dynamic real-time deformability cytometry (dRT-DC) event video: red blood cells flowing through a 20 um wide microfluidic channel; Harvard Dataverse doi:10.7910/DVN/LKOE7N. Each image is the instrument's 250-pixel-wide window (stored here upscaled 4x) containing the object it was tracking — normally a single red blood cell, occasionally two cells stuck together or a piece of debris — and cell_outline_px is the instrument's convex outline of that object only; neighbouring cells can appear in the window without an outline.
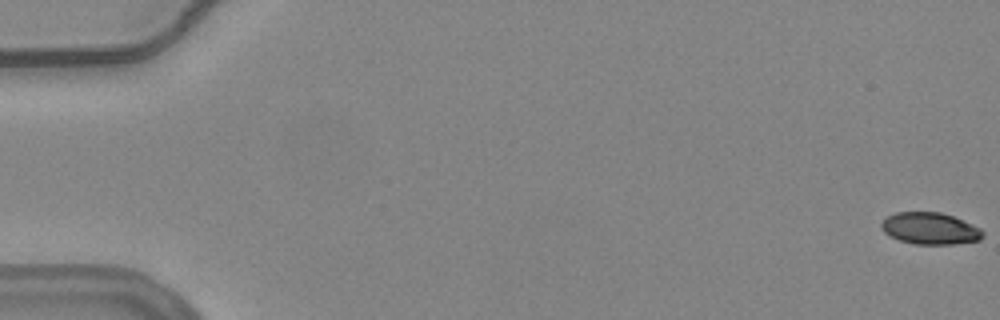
{"species": "common noctule bat (a hibernating species)", "species_latin": "Nyctalus noctula", "temperature_condition": "warm", "stored_images_in_passage": 12, "camera_frame_rate_fps": 3000, "um_per_image_px": 0.085, "animal": {"sex": "female", "body_mass_g": 24.6, "forearm_length_mm": 56.2}, "frame": {"image": 1, "passage_image": 1, "time_ms": 0.0, "image_size_px": [1000, 320], "cell_outline_px": [[984, 236], [980, 240], [952, 244], [912, 244], [888, 236], [880, 228], [880, 224], [888, 216], [896, 212], [940, 212], [952, 216], [972, 224], [980, 228], [984, 232]], "centroid_in_image_um": [79.04, 19.42], "position_along_channel_um": 6.0, "area_um2": 18.84}}